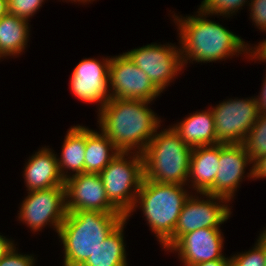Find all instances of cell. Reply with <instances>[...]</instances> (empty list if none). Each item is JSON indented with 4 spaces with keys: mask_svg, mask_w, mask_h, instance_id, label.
<instances>
[{
    "mask_svg": "<svg viewBox=\"0 0 266 266\" xmlns=\"http://www.w3.org/2000/svg\"><path fill=\"white\" fill-rule=\"evenodd\" d=\"M125 219L121 213L67 212L58 230L64 246V266H81Z\"/></svg>",
    "mask_w": 266,
    "mask_h": 266,
    "instance_id": "3",
    "label": "cell"
},
{
    "mask_svg": "<svg viewBox=\"0 0 266 266\" xmlns=\"http://www.w3.org/2000/svg\"><path fill=\"white\" fill-rule=\"evenodd\" d=\"M194 266H230V260H213L195 264Z\"/></svg>",
    "mask_w": 266,
    "mask_h": 266,
    "instance_id": "33",
    "label": "cell"
},
{
    "mask_svg": "<svg viewBox=\"0 0 266 266\" xmlns=\"http://www.w3.org/2000/svg\"><path fill=\"white\" fill-rule=\"evenodd\" d=\"M34 257L21 255L13 247L3 258L0 259V266H34Z\"/></svg>",
    "mask_w": 266,
    "mask_h": 266,
    "instance_id": "27",
    "label": "cell"
},
{
    "mask_svg": "<svg viewBox=\"0 0 266 266\" xmlns=\"http://www.w3.org/2000/svg\"><path fill=\"white\" fill-rule=\"evenodd\" d=\"M257 243L262 247L266 261V230H264L263 233L260 234Z\"/></svg>",
    "mask_w": 266,
    "mask_h": 266,
    "instance_id": "34",
    "label": "cell"
},
{
    "mask_svg": "<svg viewBox=\"0 0 266 266\" xmlns=\"http://www.w3.org/2000/svg\"><path fill=\"white\" fill-rule=\"evenodd\" d=\"M250 178H266V154L259 158L252 166L248 175Z\"/></svg>",
    "mask_w": 266,
    "mask_h": 266,
    "instance_id": "29",
    "label": "cell"
},
{
    "mask_svg": "<svg viewBox=\"0 0 266 266\" xmlns=\"http://www.w3.org/2000/svg\"><path fill=\"white\" fill-rule=\"evenodd\" d=\"M150 101L111 98L99 113V126L120 152L142 154L160 126Z\"/></svg>",
    "mask_w": 266,
    "mask_h": 266,
    "instance_id": "1",
    "label": "cell"
},
{
    "mask_svg": "<svg viewBox=\"0 0 266 266\" xmlns=\"http://www.w3.org/2000/svg\"><path fill=\"white\" fill-rule=\"evenodd\" d=\"M220 143L194 147L190 156L189 177L198 193H207L215 183L219 168Z\"/></svg>",
    "mask_w": 266,
    "mask_h": 266,
    "instance_id": "17",
    "label": "cell"
},
{
    "mask_svg": "<svg viewBox=\"0 0 266 266\" xmlns=\"http://www.w3.org/2000/svg\"><path fill=\"white\" fill-rule=\"evenodd\" d=\"M74 2H76V1H79V2H83V3H85V2H87V1H91V0H73Z\"/></svg>",
    "mask_w": 266,
    "mask_h": 266,
    "instance_id": "36",
    "label": "cell"
},
{
    "mask_svg": "<svg viewBox=\"0 0 266 266\" xmlns=\"http://www.w3.org/2000/svg\"><path fill=\"white\" fill-rule=\"evenodd\" d=\"M125 158L129 152H119L99 173L109 202L128 219L144 179L142 154ZM131 159V160H130ZM134 190H133V189ZM133 190V192H132Z\"/></svg>",
    "mask_w": 266,
    "mask_h": 266,
    "instance_id": "6",
    "label": "cell"
},
{
    "mask_svg": "<svg viewBox=\"0 0 266 266\" xmlns=\"http://www.w3.org/2000/svg\"><path fill=\"white\" fill-rule=\"evenodd\" d=\"M172 128L178 133L181 140L192 148L220 143L216 137L211 109L193 113Z\"/></svg>",
    "mask_w": 266,
    "mask_h": 266,
    "instance_id": "18",
    "label": "cell"
},
{
    "mask_svg": "<svg viewBox=\"0 0 266 266\" xmlns=\"http://www.w3.org/2000/svg\"><path fill=\"white\" fill-rule=\"evenodd\" d=\"M67 212L89 210L120 213L108 200L100 174L81 173L65 180ZM69 198V199H68Z\"/></svg>",
    "mask_w": 266,
    "mask_h": 266,
    "instance_id": "12",
    "label": "cell"
},
{
    "mask_svg": "<svg viewBox=\"0 0 266 266\" xmlns=\"http://www.w3.org/2000/svg\"><path fill=\"white\" fill-rule=\"evenodd\" d=\"M111 58L100 62L94 58L83 59L73 70L70 87L78 99L94 103L102 107L111 99L109 85V67ZM109 92V93H108Z\"/></svg>",
    "mask_w": 266,
    "mask_h": 266,
    "instance_id": "13",
    "label": "cell"
},
{
    "mask_svg": "<svg viewBox=\"0 0 266 266\" xmlns=\"http://www.w3.org/2000/svg\"><path fill=\"white\" fill-rule=\"evenodd\" d=\"M243 145L253 164L266 154V113L260 112Z\"/></svg>",
    "mask_w": 266,
    "mask_h": 266,
    "instance_id": "23",
    "label": "cell"
},
{
    "mask_svg": "<svg viewBox=\"0 0 266 266\" xmlns=\"http://www.w3.org/2000/svg\"><path fill=\"white\" fill-rule=\"evenodd\" d=\"M123 220L81 266H127Z\"/></svg>",
    "mask_w": 266,
    "mask_h": 266,
    "instance_id": "21",
    "label": "cell"
},
{
    "mask_svg": "<svg viewBox=\"0 0 266 266\" xmlns=\"http://www.w3.org/2000/svg\"><path fill=\"white\" fill-rule=\"evenodd\" d=\"M14 247L13 242L0 235V259L3 258Z\"/></svg>",
    "mask_w": 266,
    "mask_h": 266,
    "instance_id": "31",
    "label": "cell"
},
{
    "mask_svg": "<svg viewBox=\"0 0 266 266\" xmlns=\"http://www.w3.org/2000/svg\"><path fill=\"white\" fill-rule=\"evenodd\" d=\"M253 22L262 31H266V0H251L249 3Z\"/></svg>",
    "mask_w": 266,
    "mask_h": 266,
    "instance_id": "28",
    "label": "cell"
},
{
    "mask_svg": "<svg viewBox=\"0 0 266 266\" xmlns=\"http://www.w3.org/2000/svg\"><path fill=\"white\" fill-rule=\"evenodd\" d=\"M125 54L161 92L184 66L180 48L171 45L149 44Z\"/></svg>",
    "mask_w": 266,
    "mask_h": 266,
    "instance_id": "11",
    "label": "cell"
},
{
    "mask_svg": "<svg viewBox=\"0 0 266 266\" xmlns=\"http://www.w3.org/2000/svg\"><path fill=\"white\" fill-rule=\"evenodd\" d=\"M8 14L7 0H0V19Z\"/></svg>",
    "mask_w": 266,
    "mask_h": 266,
    "instance_id": "35",
    "label": "cell"
},
{
    "mask_svg": "<svg viewBox=\"0 0 266 266\" xmlns=\"http://www.w3.org/2000/svg\"><path fill=\"white\" fill-rule=\"evenodd\" d=\"M188 198L189 194L183 189V185L157 183L144 178L131 212L139 202L152 232L163 245L174 234L179 215Z\"/></svg>",
    "mask_w": 266,
    "mask_h": 266,
    "instance_id": "5",
    "label": "cell"
},
{
    "mask_svg": "<svg viewBox=\"0 0 266 266\" xmlns=\"http://www.w3.org/2000/svg\"><path fill=\"white\" fill-rule=\"evenodd\" d=\"M44 0H7L8 14L28 20L42 5Z\"/></svg>",
    "mask_w": 266,
    "mask_h": 266,
    "instance_id": "25",
    "label": "cell"
},
{
    "mask_svg": "<svg viewBox=\"0 0 266 266\" xmlns=\"http://www.w3.org/2000/svg\"><path fill=\"white\" fill-rule=\"evenodd\" d=\"M217 140L225 144H243L260 114L256 98L231 99L211 110Z\"/></svg>",
    "mask_w": 266,
    "mask_h": 266,
    "instance_id": "8",
    "label": "cell"
},
{
    "mask_svg": "<svg viewBox=\"0 0 266 266\" xmlns=\"http://www.w3.org/2000/svg\"><path fill=\"white\" fill-rule=\"evenodd\" d=\"M111 98L152 101L161 91L148 75L125 54L111 58L109 67Z\"/></svg>",
    "mask_w": 266,
    "mask_h": 266,
    "instance_id": "10",
    "label": "cell"
},
{
    "mask_svg": "<svg viewBox=\"0 0 266 266\" xmlns=\"http://www.w3.org/2000/svg\"><path fill=\"white\" fill-rule=\"evenodd\" d=\"M230 266H266L262 247L256 243L251 251L234 255L230 258Z\"/></svg>",
    "mask_w": 266,
    "mask_h": 266,
    "instance_id": "26",
    "label": "cell"
},
{
    "mask_svg": "<svg viewBox=\"0 0 266 266\" xmlns=\"http://www.w3.org/2000/svg\"><path fill=\"white\" fill-rule=\"evenodd\" d=\"M62 147L61 158H58V166L64 180L70 175H67V172L65 174L63 170H72L75 172L73 175L84 173L86 127L80 125L71 127Z\"/></svg>",
    "mask_w": 266,
    "mask_h": 266,
    "instance_id": "19",
    "label": "cell"
},
{
    "mask_svg": "<svg viewBox=\"0 0 266 266\" xmlns=\"http://www.w3.org/2000/svg\"><path fill=\"white\" fill-rule=\"evenodd\" d=\"M247 1L246 0H203L200 8L206 15L220 14L230 15L240 9Z\"/></svg>",
    "mask_w": 266,
    "mask_h": 266,
    "instance_id": "24",
    "label": "cell"
},
{
    "mask_svg": "<svg viewBox=\"0 0 266 266\" xmlns=\"http://www.w3.org/2000/svg\"><path fill=\"white\" fill-rule=\"evenodd\" d=\"M119 152L102 131L98 134V132L86 128L85 173L99 174Z\"/></svg>",
    "mask_w": 266,
    "mask_h": 266,
    "instance_id": "20",
    "label": "cell"
},
{
    "mask_svg": "<svg viewBox=\"0 0 266 266\" xmlns=\"http://www.w3.org/2000/svg\"><path fill=\"white\" fill-rule=\"evenodd\" d=\"M248 163L253 162L243 144L220 143V160L215 183L206 194L224 197L230 201L244 177V169Z\"/></svg>",
    "mask_w": 266,
    "mask_h": 266,
    "instance_id": "15",
    "label": "cell"
},
{
    "mask_svg": "<svg viewBox=\"0 0 266 266\" xmlns=\"http://www.w3.org/2000/svg\"><path fill=\"white\" fill-rule=\"evenodd\" d=\"M258 98H256V101L259 105L260 112L266 113V77L263 83L261 95L260 97L258 96Z\"/></svg>",
    "mask_w": 266,
    "mask_h": 266,
    "instance_id": "32",
    "label": "cell"
},
{
    "mask_svg": "<svg viewBox=\"0 0 266 266\" xmlns=\"http://www.w3.org/2000/svg\"><path fill=\"white\" fill-rule=\"evenodd\" d=\"M198 16H188L178 18L177 25L180 30V49L183 65L187 60L197 62H212L233 56L237 52L250 53L253 48H248L245 42L237 35L233 34L225 27L206 19V13L201 9ZM205 18H203L204 16ZM178 18V19H177ZM250 49V50H248ZM185 53V54H184Z\"/></svg>",
    "mask_w": 266,
    "mask_h": 266,
    "instance_id": "2",
    "label": "cell"
},
{
    "mask_svg": "<svg viewBox=\"0 0 266 266\" xmlns=\"http://www.w3.org/2000/svg\"><path fill=\"white\" fill-rule=\"evenodd\" d=\"M28 24L27 20L11 14L0 19V58L18 55L25 49Z\"/></svg>",
    "mask_w": 266,
    "mask_h": 266,
    "instance_id": "22",
    "label": "cell"
},
{
    "mask_svg": "<svg viewBox=\"0 0 266 266\" xmlns=\"http://www.w3.org/2000/svg\"><path fill=\"white\" fill-rule=\"evenodd\" d=\"M48 148H42L28 160L24 168V179L28 191L45 190L65 186L56 155Z\"/></svg>",
    "mask_w": 266,
    "mask_h": 266,
    "instance_id": "16",
    "label": "cell"
},
{
    "mask_svg": "<svg viewBox=\"0 0 266 266\" xmlns=\"http://www.w3.org/2000/svg\"><path fill=\"white\" fill-rule=\"evenodd\" d=\"M207 200L193 198L192 195L186 200L179 215L174 234L163 244V248L169 250L184 234L201 228H219L231 214L228 205L220 204L229 202L224 197L209 195ZM215 202H214V201ZM217 200V202H216ZM219 200V202H218ZM220 205H219V204Z\"/></svg>",
    "mask_w": 266,
    "mask_h": 266,
    "instance_id": "7",
    "label": "cell"
},
{
    "mask_svg": "<svg viewBox=\"0 0 266 266\" xmlns=\"http://www.w3.org/2000/svg\"><path fill=\"white\" fill-rule=\"evenodd\" d=\"M255 51L251 53V58H257L258 60L266 61V39L261 42L256 48Z\"/></svg>",
    "mask_w": 266,
    "mask_h": 266,
    "instance_id": "30",
    "label": "cell"
},
{
    "mask_svg": "<svg viewBox=\"0 0 266 266\" xmlns=\"http://www.w3.org/2000/svg\"><path fill=\"white\" fill-rule=\"evenodd\" d=\"M21 204L19 219L33 231H39L50 222L56 232L67 215L65 186L29 191Z\"/></svg>",
    "mask_w": 266,
    "mask_h": 266,
    "instance_id": "9",
    "label": "cell"
},
{
    "mask_svg": "<svg viewBox=\"0 0 266 266\" xmlns=\"http://www.w3.org/2000/svg\"><path fill=\"white\" fill-rule=\"evenodd\" d=\"M192 147L170 127L154 134L142 153L144 178L157 183L185 185L189 176Z\"/></svg>",
    "mask_w": 266,
    "mask_h": 266,
    "instance_id": "4",
    "label": "cell"
},
{
    "mask_svg": "<svg viewBox=\"0 0 266 266\" xmlns=\"http://www.w3.org/2000/svg\"><path fill=\"white\" fill-rule=\"evenodd\" d=\"M223 237L219 228H201L184 234L169 250L177 251L185 266L213 260H230L222 254Z\"/></svg>",
    "mask_w": 266,
    "mask_h": 266,
    "instance_id": "14",
    "label": "cell"
}]
</instances>
